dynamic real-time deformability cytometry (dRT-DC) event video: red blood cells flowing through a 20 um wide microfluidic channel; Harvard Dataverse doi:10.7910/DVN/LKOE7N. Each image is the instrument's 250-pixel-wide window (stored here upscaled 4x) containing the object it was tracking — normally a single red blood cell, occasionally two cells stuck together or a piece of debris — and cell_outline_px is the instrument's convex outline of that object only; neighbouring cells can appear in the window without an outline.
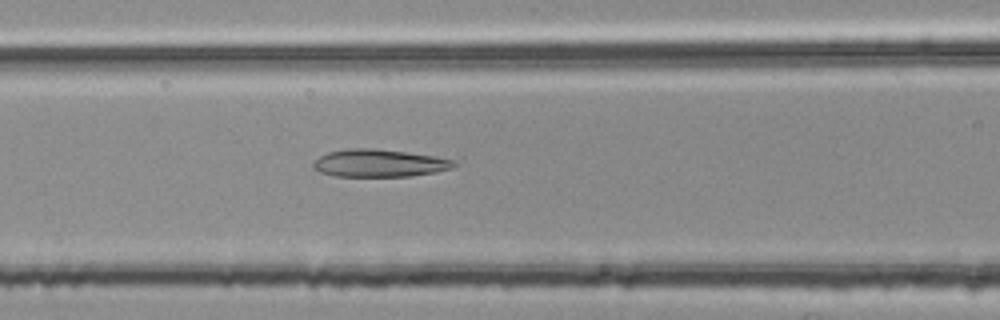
{"species": "common noctule bat (a hibernating species)", "species_latin": "Nyctalus noctula", "temperature_condition": "room temperature", "stored_images_in_passage": 36, "camera_frame_rate_fps": 3000, "um_per_image_px": 0.085, "animal": {"sex": "female", "body_mass_g": 25.1}, "frame": {"image": 1, "passage_image": 10, "time_ms": 3.0, "image_size_px": [1000, 320], "cell_outline_px": [[456, 164], [452, 168], [436, 172], [412, 176], [336, 176], [320, 172], [312, 168], [312, 164], [320, 156], [328, 152], [348, 148], [376, 148], [432, 156], [452, 160]], "centroid_in_image_um": [32.19, 13.87], "position_along_channel_um": 134.4, "area_um2": 22.43}}
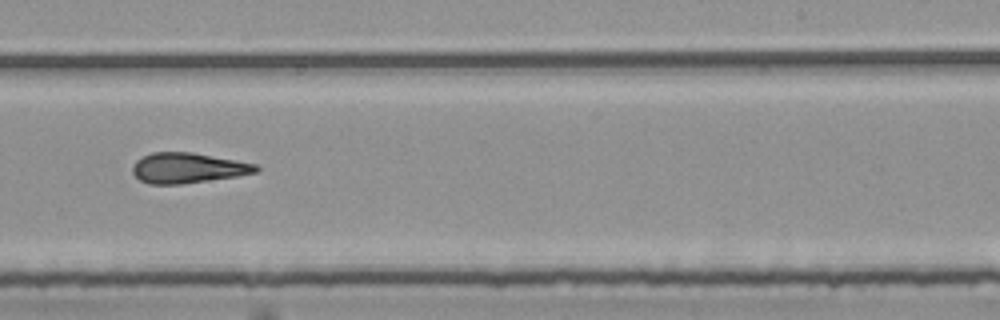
{"frame": {"image": 2, "passage_image": 21, "time_ms": 6.667, "image_size_px": [1000, 320], "cell_outline_px": [[260, 168], [256, 172], [236, 176], [180, 184], [148, 184], [140, 180], [132, 172], [132, 168], [136, 160], [152, 152], [192, 152], [236, 160], [256, 164]], "centroid_in_image_um": [15.94, 14.27], "position_along_channel_um": 273.1, "area_um2": 21.62}}
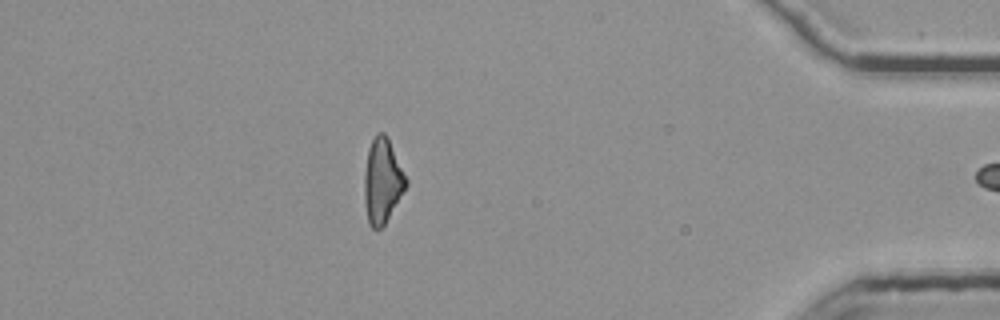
{"frame": {"image": 3, "passage_image": 35, "time_ms": 11.333, "image_size_px": [1000, 320], "cell_outline_px": [[408, 184], [384, 224], [380, 228], [372, 228], [368, 224], [364, 204], [364, 176], [368, 148], [376, 132], [384, 132], [388, 136], [408, 180]], "centroid_in_image_um": [32.49, 15.34], "position_along_channel_um": 402.7, "area_um2": 20.69}}